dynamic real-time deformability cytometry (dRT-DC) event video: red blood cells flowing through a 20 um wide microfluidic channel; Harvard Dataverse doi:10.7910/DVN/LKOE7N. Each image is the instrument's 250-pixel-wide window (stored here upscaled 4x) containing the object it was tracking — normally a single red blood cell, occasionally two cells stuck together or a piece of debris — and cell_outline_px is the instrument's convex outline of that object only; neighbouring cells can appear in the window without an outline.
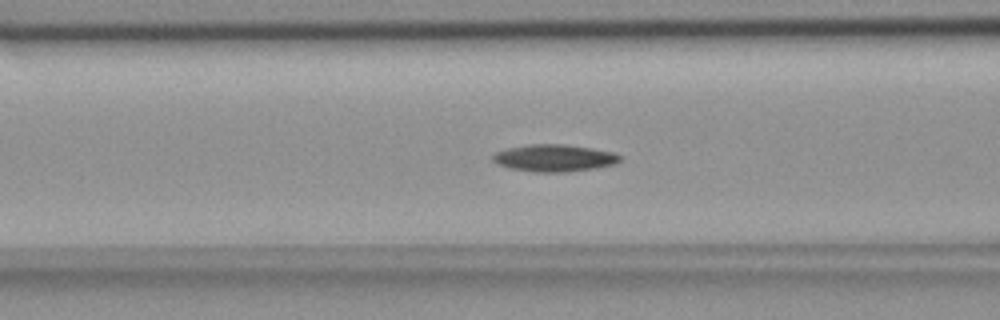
{"species": "common noctule bat (a hibernating species)", "species_latin": "Nyctalus noctula", "temperature_condition": "room temperature", "stored_images_in_passage": 56, "camera_frame_rate_fps": 3000, "um_per_image_px": 0.085, "animal": {"sex": "female", "body_mass_g": 18.4}, "frame": {"image": 1, "passage_image": 22, "time_ms": 7.0, "image_size_px": [1000, 320], "cell_outline_px": [[620, 160], [612, 164], [596, 168], [564, 172], [532, 172], [508, 168], [496, 164], [492, 160], [492, 156], [496, 152], [508, 148], [532, 144], [564, 144], [592, 148], [612, 152], [620, 156]], "centroid_in_image_um": [47.05, 13.43], "position_along_channel_um": 119.5, "area_um2": 20.0}}
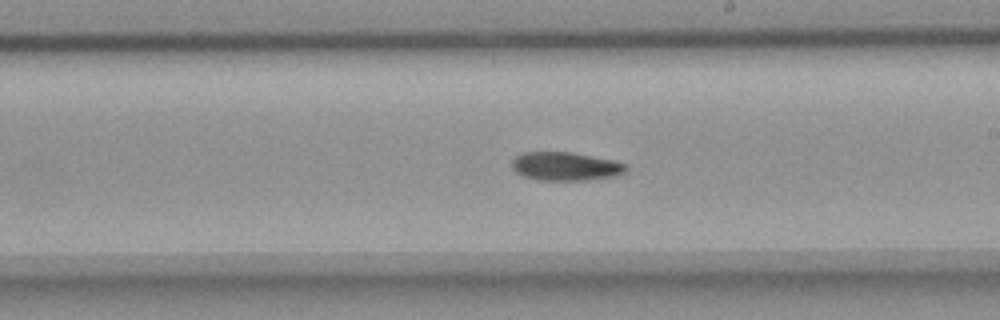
{"frame": {"image": 2, "passage_image": 32, "time_ms": 10.333, "image_size_px": [1000, 320], "cell_outline_px": [[628, 168], [624, 172], [612, 176], [584, 180], [536, 180], [524, 176], [516, 172], [512, 168], [512, 160], [516, 156], [524, 152], [572, 152], [612, 160], [628, 164]], "centroid_in_image_um": [48.05, 14.13], "position_along_channel_um": 241.0, "area_um2": 18.84}}
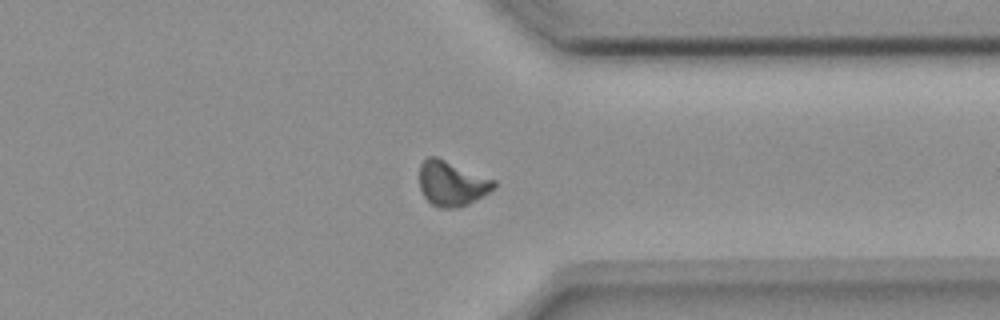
{"frame": {"image": 3, "passage_image": 43, "time_ms": 14.0, "image_size_px": [1000, 320], "cell_outline_px": [[496, 188], [476, 200], [460, 208], [440, 208], [432, 204], [424, 196], [420, 188], [420, 164], [428, 156], [436, 156], [496, 180]], "centroid_in_image_um": [38.42, 15.6], "position_along_channel_um": 373.0, "area_um2": 19.59}, "authors_computed_cell_mechanics": {"area_um2": 18.9006, "velocity_mm_per_s": 3.6557, "shape_relaxation_time_tau1_ms": 6.2999, "shape_relaxation_time_tau2_ms": null, "deformation_change_tau1": 0.1512, "deformation_change_tau2": null}}